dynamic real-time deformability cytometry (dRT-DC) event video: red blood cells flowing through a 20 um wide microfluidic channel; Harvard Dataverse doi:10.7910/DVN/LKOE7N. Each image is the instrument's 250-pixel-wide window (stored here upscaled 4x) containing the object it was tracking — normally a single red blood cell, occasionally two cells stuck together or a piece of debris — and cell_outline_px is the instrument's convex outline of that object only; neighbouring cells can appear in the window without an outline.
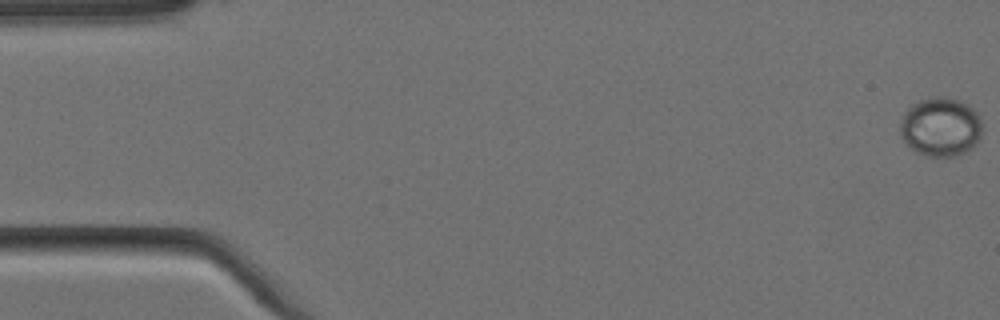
{"species": "Egyptian fruit bat (a non-hibernating species)", "species_latin": "Rousettus aegyptiacus", "temperature_condition": "cold", "stored_images_in_passage": 5, "camera_frame_rate_fps": 3000, "um_per_image_px": 0.085, "animal": {"sex": "female"}, "frame": {"image": 1, "passage_image": 1, "time_ms": 0.0, "image_size_px": [1000, 320], "cell_outline_px": [[980, 140], [972, 148], [956, 156], [928, 156], [912, 148], [900, 136], [900, 120], [904, 112], [912, 104], [920, 100], [936, 96], [944, 96], [960, 100], [968, 104], [976, 112], [980, 120]], "centroid_in_image_um": [79.95, 10.77], "position_along_channel_um": 5.1, "area_um2": 28.15}}